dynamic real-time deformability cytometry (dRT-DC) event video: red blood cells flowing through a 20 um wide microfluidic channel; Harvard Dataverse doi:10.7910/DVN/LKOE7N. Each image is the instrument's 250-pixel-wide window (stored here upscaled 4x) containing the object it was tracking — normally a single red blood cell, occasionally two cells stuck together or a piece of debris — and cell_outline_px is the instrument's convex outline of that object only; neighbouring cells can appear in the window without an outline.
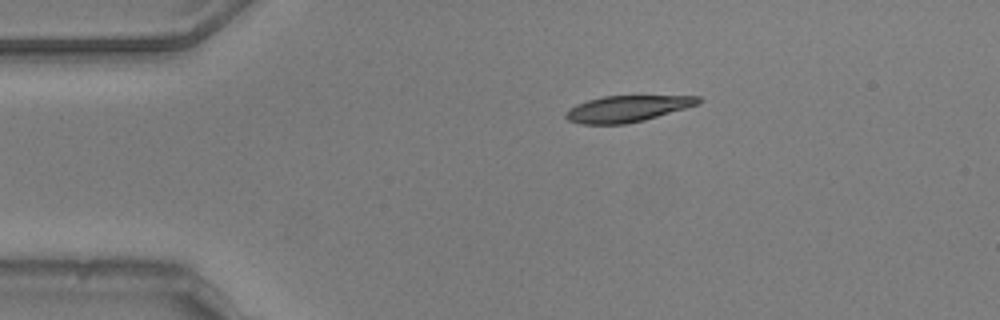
{"species": "common noctule bat (a hibernating species)", "species_latin": "Nyctalus noctula", "temperature_condition": "warm", "stored_images_in_passage": 15, "camera_frame_rate_fps": 3000, "um_per_image_px": 0.085, "animal": {"sex": "male", "body_mass_g": 20.5, "forearm_length_mm": 52.5}, "frame": {"image": 1, "passage_image": 1, "time_ms": 0.0, "image_size_px": [1000, 320], "cell_outline_px": [[704, 100], [700, 104], [644, 120], [624, 124], [580, 124], [568, 120], [564, 116], [564, 112], [576, 104], [588, 100], [604, 96], [700, 96]], "centroid_in_image_um": [53.32, 9.24], "position_along_channel_um": 31.7, "area_um2": 20.35}}